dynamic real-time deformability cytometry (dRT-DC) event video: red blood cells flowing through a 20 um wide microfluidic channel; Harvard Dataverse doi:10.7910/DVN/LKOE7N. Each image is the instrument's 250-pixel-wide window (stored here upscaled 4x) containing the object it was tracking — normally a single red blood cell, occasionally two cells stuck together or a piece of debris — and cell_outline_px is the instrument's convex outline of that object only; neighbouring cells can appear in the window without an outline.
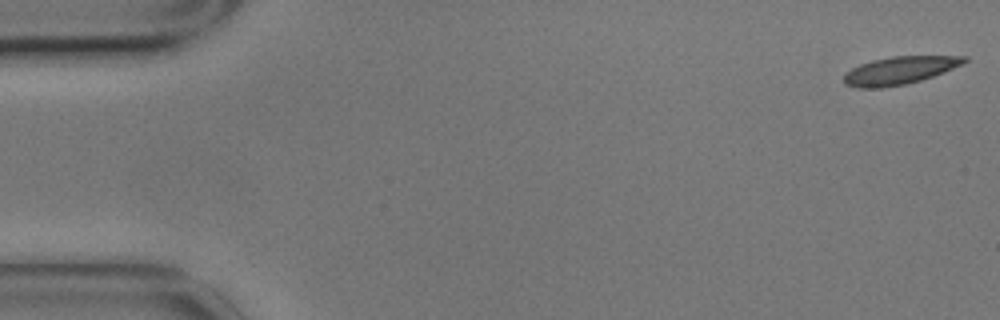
{"species": "common noctule bat (a hibernating species)", "species_latin": "Nyctalus noctula", "temperature_condition": "cold", "stored_images_in_passage": 58, "camera_frame_rate_fps": 3000, "um_per_image_px": 0.085, "animal": {"sex": "male", "body_mass_g": 17.9}, "frame": {"image": 1, "passage_image": 1, "time_ms": 0.0, "image_size_px": [1000, 320], "cell_outline_px": [[968, 60], [964, 64], [932, 76], [920, 80], [904, 84], [880, 88], [860, 88], [844, 84], [844, 72], [860, 64], [872, 60], [892, 56], [968, 56]], "centroid_in_image_um": [76.45, 5.98], "position_along_channel_um": 8.6, "area_um2": 19.42}}
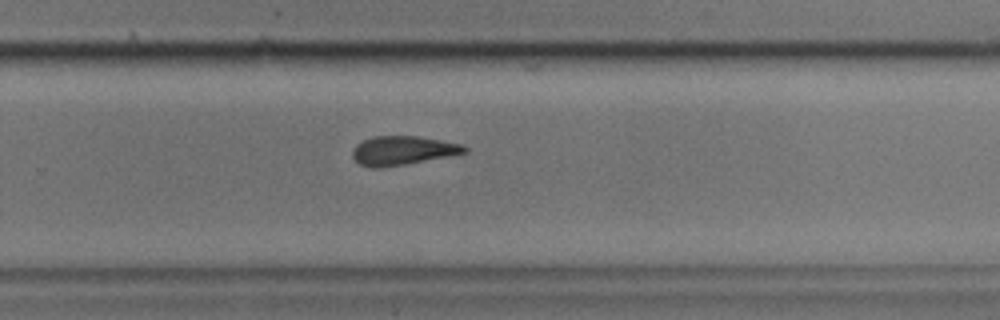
{"frame": {"image": 2, "passage_image": 37, "time_ms": 12.0, "image_size_px": [1000, 320], "cell_outline_px": [[468, 152], [452, 156], [380, 168], [372, 168], [360, 164], [352, 156], [352, 148], [356, 144], [372, 136], [416, 136], [440, 140], [460, 144], [468, 148]], "centroid_in_image_um": [34.22, 12.79], "position_along_channel_um": 295.6, "area_um2": 18.9}}
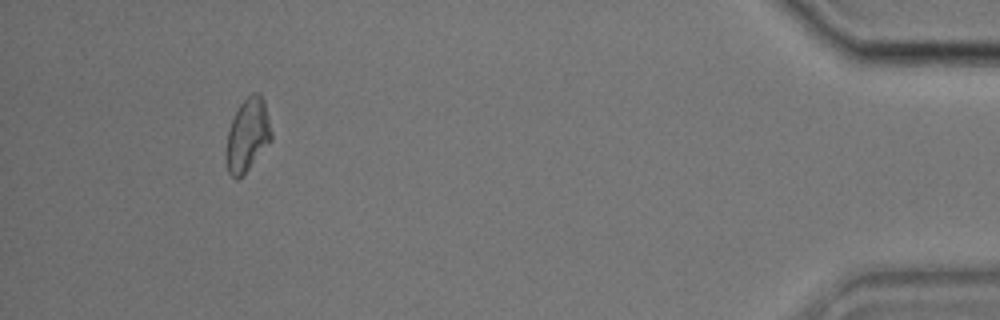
{"frame": {"image": 3, "passage_image": 53, "time_ms": 17.333, "image_size_px": [1000, 320], "cell_outline_px": [[272, 140], [244, 176], [236, 180], [228, 172], [224, 156], [228, 132], [232, 120], [240, 104], [252, 92], [260, 92], [264, 100], [272, 132]], "centroid_in_image_um": [21.04, 11.53], "position_along_channel_um": 414.2, "area_um2": 19.59}, "authors_computed_cell_mechanics": {"area_um2": 19.8254, "velocity_mm_per_s": 3.4637, "shape_relaxation_time_tau1_ms": 5.1795, "shape_relaxation_time_tau2_ms": 4.7449, "deformation_change_tau1": 0.1233, "deformation_change_tau2": 0.1324}}